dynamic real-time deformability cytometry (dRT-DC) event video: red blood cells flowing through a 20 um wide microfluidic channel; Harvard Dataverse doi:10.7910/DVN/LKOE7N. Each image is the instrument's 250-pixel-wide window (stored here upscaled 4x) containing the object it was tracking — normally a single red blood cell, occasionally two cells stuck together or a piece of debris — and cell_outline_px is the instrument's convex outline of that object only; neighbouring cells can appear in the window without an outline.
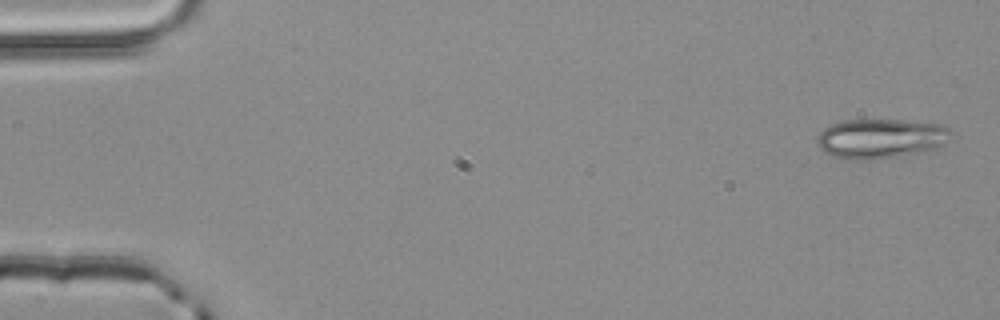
{"species": "common noctule bat (a hibernating species)", "species_latin": "Nyctalus noctula", "temperature_condition": "room temperature", "stored_images_in_passage": 3, "camera_frame_rate_fps": 3000, "um_per_image_px": 0.085, "animal": {"sex": "male", "body_mass_g": 20.4}, "frame": {"image": 1, "passage_image": 1, "time_ms": 0.0, "image_size_px": [1000, 320], "cell_outline_px": [[952, 132], [936, 148], [896, 156], [872, 160], [848, 160], [832, 156], [824, 152], [816, 144], [816, 136], [824, 128], [832, 124], [844, 120], [904, 120], [940, 124], [952, 128]], "centroid_in_image_um": [74.78, 11.77], "position_along_channel_um": 10.2, "area_um2": 30.81}}